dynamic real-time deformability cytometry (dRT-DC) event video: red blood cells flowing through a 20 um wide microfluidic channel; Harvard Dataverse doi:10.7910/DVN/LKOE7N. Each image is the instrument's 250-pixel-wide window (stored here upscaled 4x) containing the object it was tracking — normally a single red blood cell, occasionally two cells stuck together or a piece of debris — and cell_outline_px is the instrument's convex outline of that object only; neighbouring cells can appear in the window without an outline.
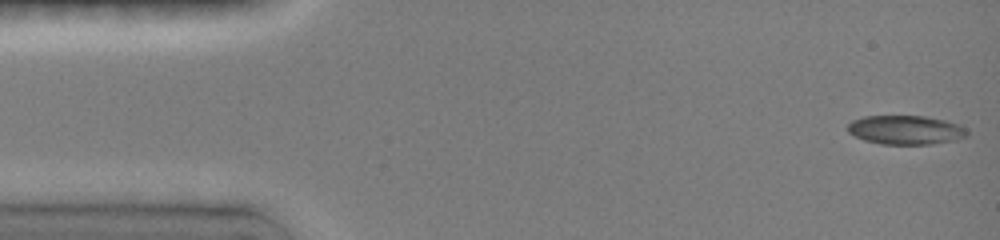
{"species": "common noctule bat (a hibernating species)", "species_latin": "Nyctalus noctula", "temperature_condition": "room temperature", "stored_images_in_passage": 36, "camera_frame_rate_fps": 3000, "um_per_image_px": 0.085, "animal": {"sex": "female", "body_mass_g": 19.0, "forearm_length_mm": 51.5}, "frame": {"image": 1, "passage_image": 1, "time_ms": 0.0, "image_size_px": [1000, 240], "cell_outline_px": [[968, 136], [956, 140], [932, 144], [880, 144], [864, 140], [848, 132], [848, 124], [852, 120], [864, 116], [924, 116], [944, 120], [956, 124], [964, 128], [968, 132]], "centroid_in_image_um": [76.97, 11.05], "position_along_channel_um": 8.0, "area_um2": 20.11}}
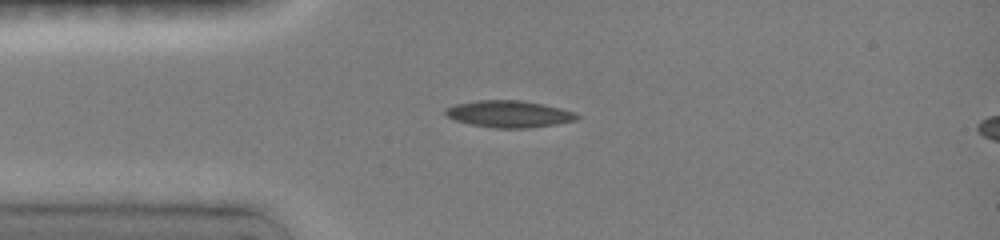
{"frame": {"image": 2, "passage_image": 14, "time_ms": 3.333, "image_size_px": [1000, 240], "cell_outline_px": [[580, 116], [576, 120], [556, 124], [528, 128], [492, 128], [472, 124], [456, 120], [448, 116], [444, 112], [444, 108], [456, 104], [476, 100], [524, 100], [544, 104], [576, 112]], "centroid_in_image_um": [43.29, 9.68], "position_along_channel_um": 41.7, "area_um2": 20.63}}
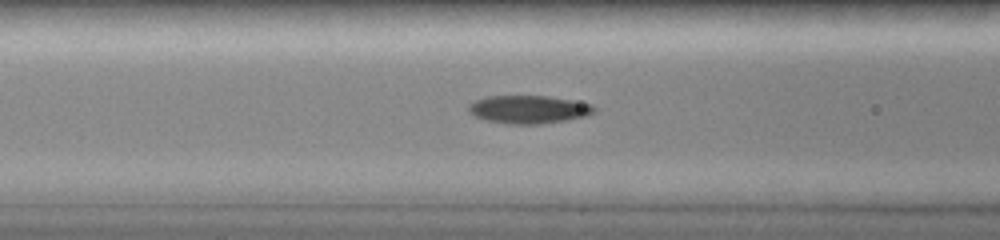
{"frame": {"image": 3, "passage_image": 26, "time_ms": 5.667, "image_size_px": [1000, 240], "cell_outline_px": [[596, 112], [588, 116], [568, 120], [540, 124], [508, 124], [484, 120], [468, 112], [468, 104], [476, 100], [488, 96], [544, 96], [572, 100], [592, 104], [596, 108]], "centroid_in_image_um": [44.96, 9.31], "position_along_channel_um": 121.6, "area_um2": 20.69}}